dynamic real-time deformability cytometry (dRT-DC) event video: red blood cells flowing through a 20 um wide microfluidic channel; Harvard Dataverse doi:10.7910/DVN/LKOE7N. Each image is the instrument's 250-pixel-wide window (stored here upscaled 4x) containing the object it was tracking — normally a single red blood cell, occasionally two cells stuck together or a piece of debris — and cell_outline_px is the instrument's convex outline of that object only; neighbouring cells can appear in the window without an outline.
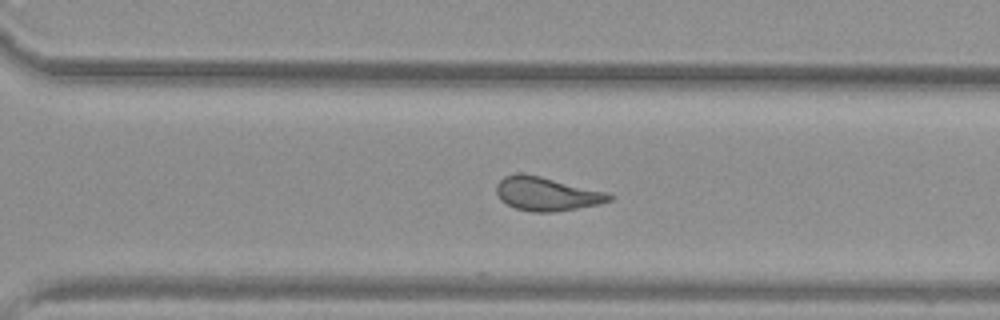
{"species": "common noctule bat (a hibernating species)", "species_latin": "Nyctalus noctula", "temperature_condition": "warm", "stored_images_in_passage": 40, "camera_frame_rate_fps": 3000, "um_per_image_px": 0.085, "animal": {"sex": "female", "body_mass_g": 29.2, "forearm_length_mm": 56.3}, "frame": {"image": 1, "passage_image": 34, "time_ms": 11.0, "image_size_px": [1000, 320], "cell_outline_px": [[612, 200], [600, 204], [552, 212], [532, 212], [516, 208], [500, 200], [496, 192], [496, 184], [504, 176], [516, 172], [520, 172], [540, 176], [608, 192], [612, 196]], "centroid_in_image_um": [46.44, 16.46], "position_along_channel_um": 324.2, "area_um2": 22.2}}